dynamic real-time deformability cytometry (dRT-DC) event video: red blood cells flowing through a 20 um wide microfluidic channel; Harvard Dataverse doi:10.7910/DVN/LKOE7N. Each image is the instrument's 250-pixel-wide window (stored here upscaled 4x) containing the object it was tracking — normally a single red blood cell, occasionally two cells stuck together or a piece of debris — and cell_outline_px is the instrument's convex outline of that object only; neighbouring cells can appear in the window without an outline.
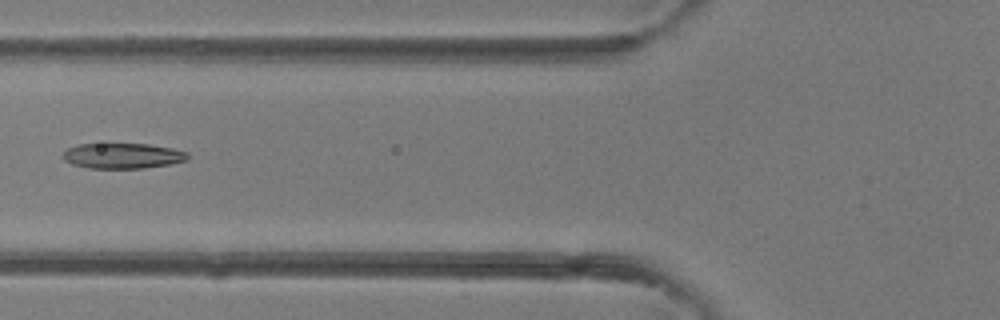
{"species": "common noctule bat (a hibernating species)", "species_latin": "Nyctalus noctula", "temperature_condition": "room temperature", "stored_images_in_passage": 4, "camera_frame_rate_fps": 3000, "um_per_image_px": 0.085, "animal": {"sex": "female"}, "frame": {"image": 1, "passage_image": 4, "time_ms": 3.333, "image_size_px": [1000, 320], "cell_outline_px": [[188, 160], [172, 164], [144, 168], [88, 168], [72, 164], [64, 160], [64, 152], [68, 148], [80, 144], [148, 144], [172, 148], [188, 152]], "centroid_in_image_um": [10.47, 13.25], "position_along_channel_um": 115.3, "area_um2": 18.44}}